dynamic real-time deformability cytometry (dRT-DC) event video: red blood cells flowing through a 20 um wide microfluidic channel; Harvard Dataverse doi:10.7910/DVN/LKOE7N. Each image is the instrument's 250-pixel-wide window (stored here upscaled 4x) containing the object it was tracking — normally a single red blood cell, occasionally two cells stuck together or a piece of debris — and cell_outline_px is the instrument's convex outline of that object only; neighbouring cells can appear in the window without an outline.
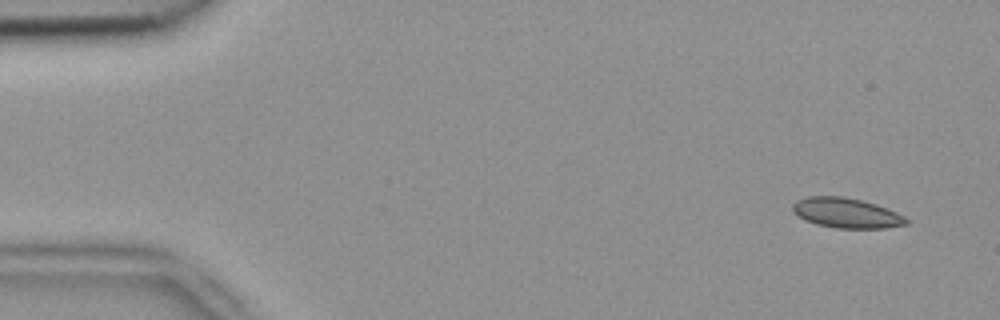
{"species": "common noctule bat (a hibernating species)", "species_latin": "Nyctalus noctula", "temperature_condition": "room temperature", "stored_images_in_passage": 6, "camera_frame_rate_fps": 3000, "um_per_image_px": 0.085, "animal": {"sex": "female", "body_mass_g": 18.4}, "frame": {"image": 1, "passage_image": 1, "time_ms": 0.0, "image_size_px": [1000, 320], "cell_outline_px": [[908, 224], [884, 228], [836, 228], [816, 224], [804, 220], [792, 212], [792, 204], [796, 200], [808, 196], [844, 196], [876, 204], [896, 212], [904, 216], [908, 220]], "centroid_in_image_um": [71.9, 18.1], "position_along_channel_um": 13.1, "area_um2": 19.94}}
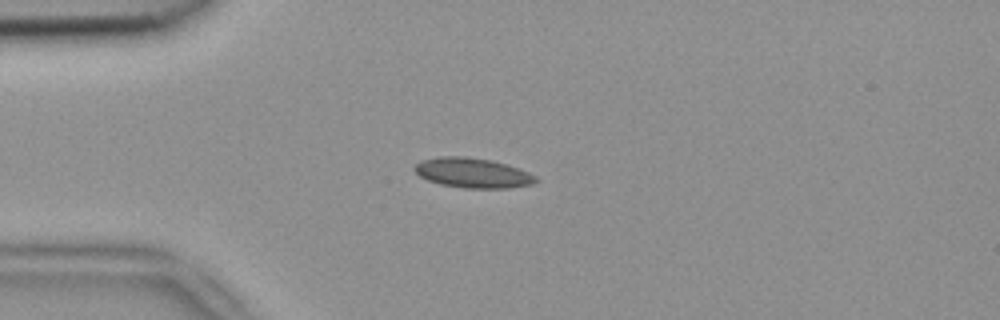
{"frame": {"image": 2, "passage_image": 4, "time_ms": 1.0, "image_size_px": [1000, 320], "cell_outline_px": [[540, 180], [532, 184], [508, 188], [464, 188], [440, 184], [428, 180], [420, 176], [412, 168], [420, 160], [440, 156], [464, 156], [492, 160], [520, 168], [536, 176]], "centroid_in_image_um": [40.18, 14.69], "position_along_channel_um": 44.8, "area_um2": 21.27}}
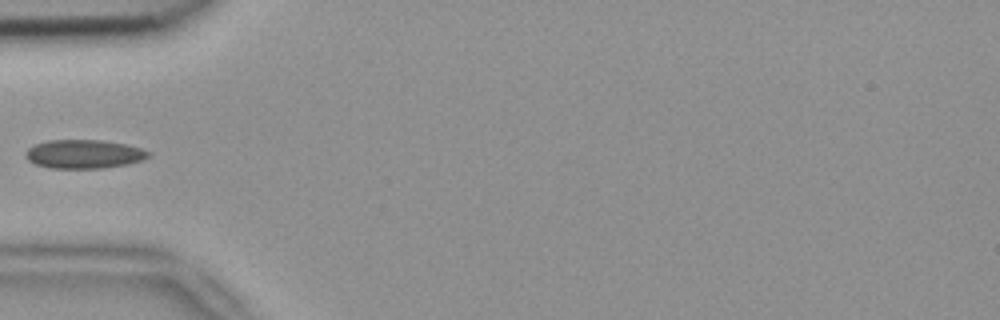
{"frame": {"image": 3, "passage_image": 5, "time_ms": 1.333, "image_size_px": [1000, 320], "cell_outline_px": [[152, 156], [128, 164], [104, 168], [48, 168], [36, 164], [28, 160], [24, 156], [24, 152], [28, 148], [36, 144], [48, 140], [100, 140], [128, 144], [152, 152]], "centroid_in_image_um": [7.15, 13.09], "position_along_channel_um": 77.9, "area_um2": 20.75}}